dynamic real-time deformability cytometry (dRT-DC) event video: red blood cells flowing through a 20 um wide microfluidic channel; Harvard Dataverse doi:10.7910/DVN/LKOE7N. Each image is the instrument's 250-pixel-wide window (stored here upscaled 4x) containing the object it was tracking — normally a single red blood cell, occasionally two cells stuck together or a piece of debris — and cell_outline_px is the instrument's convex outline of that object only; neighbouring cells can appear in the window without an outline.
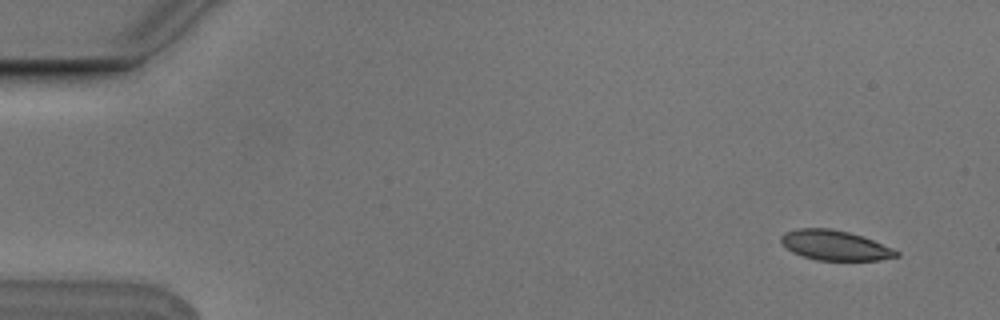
{"species": "Egyptian fruit bat (a non-hibernating species)", "species_latin": "Rousettus aegyptiacus", "temperature_condition": "cold", "stored_images_in_passage": 4, "camera_frame_rate_fps": 3000, "um_per_image_px": 0.085, "animal": {"sex": "male"}, "frame": {"image": 1, "passage_image": 1, "time_ms": 0.0, "image_size_px": [1000, 320], "cell_outline_px": [[900, 256], [880, 260], [816, 260], [792, 252], [780, 240], [780, 236], [784, 232], [796, 228], [832, 228], [848, 232], [872, 240], [892, 248], [900, 252]], "centroid_in_image_um": [70.96, 20.85], "position_along_channel_um": 14.0, "area_um2": 20.0}}
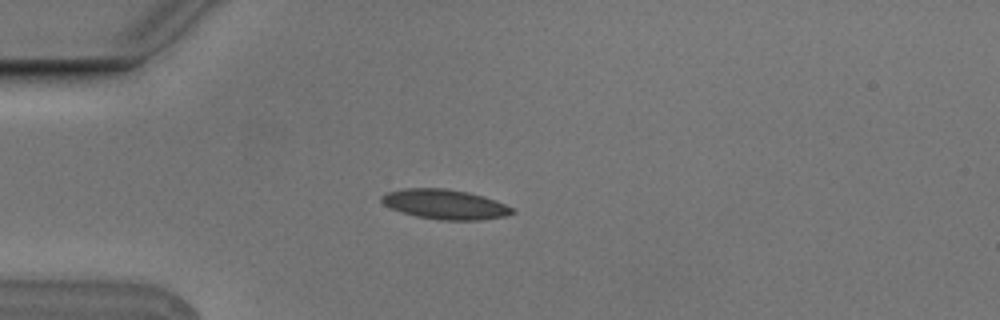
{"frame": {"image": 2, "passage_image": 4, "time_ms": 1.0, "image_size_px": [1000, 320], "cell_outline_px": [[516, 212], [508, 216], [480, 220], [440, 220], [416, 216], [400, 212], [384, 204], [380, 200], [380, 196], [388, 192], [404, 188], [444, 188], [468, 192], [484, 196], [496, 200], [516, 208]], "centroid_in_image_um": [37.88, 17.37], "position_along_channel_um": 47.1, "area_um2": 22.95}}